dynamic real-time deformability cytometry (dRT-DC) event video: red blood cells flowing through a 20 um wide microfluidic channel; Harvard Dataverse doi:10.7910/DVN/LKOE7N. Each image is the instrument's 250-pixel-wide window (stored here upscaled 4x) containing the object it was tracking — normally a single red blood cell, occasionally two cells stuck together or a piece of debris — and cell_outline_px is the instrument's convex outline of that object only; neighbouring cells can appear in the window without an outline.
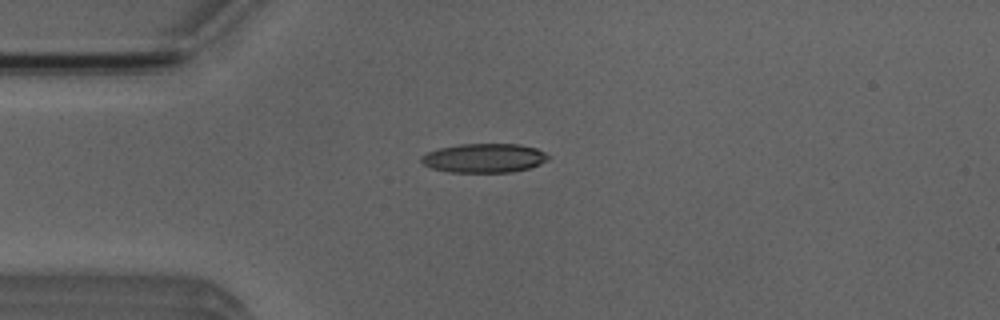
{"species": "Egyptian fruit bat (a non-hibernating species)", "species_latin": "Rousettus aegyptiacus", "temperature_condition": "room temperature", "stored_images_in_passage": 4, "camera_frame_rate_fps": 3000, "um_per_image_px": 0.085, "animal": {"sex": "male"}, "frame": {"image": 1, "passage_image": 3, "time_ms": 3.333, "image_size_px": [1000, 320], "cell_outline_px": [[552, 156], [548, 160], [540, 164], [528, 168], [512, 172], [448, 172], [432, 168], [424, 164], [420, 160], [420, 156], [428, 152], [440, 148], [460, 144], [520, 144], [536, 148]], "centroid_in_image_um": [41.18, 13.43], "position_along_channel_um": 43.8, "area_um2": 21.56}}